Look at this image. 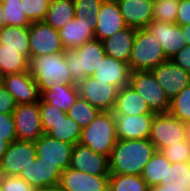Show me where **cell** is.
Segmentation results:
<instances>
[{
  "label": "cell",
  "instance_id": "cell-1",
  "mask_svg": "<svg viewBox=\"0 0 190 191\" xmlns=\"http://www.w3.org/2000/svg\"><path fill=\"white\" fill-rule=\"evenodd\" d=\"M156 151L149 139H118L109 157L110 174L141 176Z\"/></svg>",
  "mask_w": 190,
  "mask_h": 191
},
{
  "label": "cell",
  "instance_id": "cell-2",
  "mask_svg": "<svg viewBox=\"0 0 190 191\" xmlns=\"http://www.w3.org/2000/svg\"><path fill=\"white\" fill-rule=\"evenodd\" d=\"M28 72L35 79L40 93L51 88L54 83L76 86L63 52L30 57Z\"/></svg>",
  "mask_w": 190,
  "mask_h": 191
},
{
  "label": "cell",
  "instance_id": "cell-3",
  "mask_svg": "<svg viewBox=\"0 0 190 191\" xmlns=\"http://www.w3.org/2000/svg\"><path fill=\"white\" fill-rule=\"evenodd\" d=\"M117 141L114 113L100 111L95 119L82 129L79 144L109 158Z\"/></svg>",
  "mask_w": 190,
  "mask_h": 191
},
{
  "label": "cell",
  "instance_id": "cell-4",
  "mask_svg": "<svg viewBox=\"0 0 190 191\" xmlns=\"http://www.w3.org/2000/svg\"><path fill=\"white\" fill-rule=\"evenodd\" d=\"M63 53L72 81L76 85L87 76H92L106 57L102 41L98 39L90 40L76 49L65 50Z\"/></svg>",
  "mask_w": 190,
  "mask_h": 191
},
{
  "label": "cell",
  "instance_id": "cell-5",
  "mask_svg": "<svg viewBox=\"0 0 190 191\" xmlns=\"http://www.w3.org/2000/svg\"><path fill=\"white\" fill-rule=\"evenodd\" d=\"M161 44L146 28L136 29L132 52L128 62L131 72L151 71L168 61Z\"/></svg>",
  "mask_w": 190,
  "mask_h": 191
},
{
  "label": "cell",
  "instance_id": "cell-6",
  "mask_svg": "<svg viewBox=\"0 0 190 191\" xmlns=\"http://www.w3.org/2000/svg\"><path fill=\"white\" fill-rule=\"evenodd\" d=\"M129 85L144 99L152 112H168L170 99L156 81L151 71L131 72Z\"/></svg>",
  "mask_w": 190,
  "mask_h": 191
},
{
  "label": "cell",
  "instance_id": "cell-7",
  "mask_svg": "<svg viewBox=\"0 0 190 191\" xmlns=\"http://www.w3.org/2000/svg\"><path fill=\"white\" fill-rule=\"evenodd\" d=\"M186 123L175 118L170 113H155L151 126L149 140L157 151L186 140Z\"/></svg>",
  "mask_w": 190,
  "mask_h": 191
},
{
  "label": "cell",
  "instance_id": "cell-8",
  "mask_svg": "<svg viewBox=\"0 0 190 191\" xmlns=\"http://www.w3.org/2000/svg\"><path fill=\"white\" fill-rule=\"evenodd\" d=\"M79 97L95 106L99 111H113L118 88L112 84L87 76L77 85Z\"/></svg>",
  "mask_w": 190,
  "mask_h": 191
},
{
  "label": "cell",
  "instance_id": "cell-9",
  "mask_svg": "<svg viewBox=\"0 0 190 191\" xmlns=\"http://www.w3.org/2000/svg\"><path fill=\"white\" fill-rule=\"evenodd\" d=\"M29 48L30 57L65 51L59 31L44 21L31 22L29 25Z\"/></svg>",
  "mask_w": 190,
  "mask_h": 191
},
{
  "label": "cell",
  "instance_id": "cell-10",
  "mask_svg": "<svg viewBox=\"0 0 190 191\" xmlns=\"http://www.w3.org/2000/svg\"><path fill=\"white\" fill-rule=\"evenodd\" d=\"M12 114L17 140L35 142L44 134L39 112V102L17 104Z\"/></svg>",
  "mask_w": 190,
  "mask_h": 191
},
{
  "label": "cell",
  "instance_id": "cell-11",
  "mask_svg": "<svg viewBox=\"0 0 190 191\" xmlns=\"http://www.w3.org/2000/svg\"><path fill=\"white\" fill-rule=\"evenodd\" d=\"M36 149L34 142L16 140L10 143L0 161L4 175L19 176L22 169L34 163Z\"/></svg>",
  "mask_w": 190,
  "mask_h": 191
},
{
  "label": "cell",
  "instance_id": "cell-12",
  "mask_svg": "<svg viewBox=\"0 0 190 191\" xmlns=\"http://www.w3.org/2000/svg\"><path fill=\"white\" fill-rule=\"evenodd\" d=\"M0 83L13 96L16 104H32L40 100L38 86L28 71L1 76Z\"/></svg>",
  "mask_w": 190,
  "mask_h": 191
},
{
  "label": "cell",
  "instance_id": "cell-13",
  "mask_svg": "<svg viewBox=\"0 0 190 191\" xmlns=\"http://www.w3.org/2000/svg\"><path fill=\"white\" fill-rule=\"evenodd\" d=\"M70 168L95 176H109V158L80 145H73L70 158Z\"/></svg>",
  "mask_w": 190,
  "mask_h": 191
},
{
  "label": "cell",
  "instance_id": "cell-14",
  "mask_svg": "<svg viewBox=\"0 0 190 191\" xmlns=\"http://www.w3.org/2000/svg\"><path fill=\"white\" fill-rule=\"evenodd\" d=\"M96 24L97 16L91 14L84 19L74 17L68 24L58 30L65 50L76 49L83 43L94 40Z\"/></svg>",
  "mask_w": 190,
  "mask_h": 191
},
{
  "label": "cell",
  "instance_id": "cell-15",
  "mask_svg": "<svg viewBox=\"0 0 190 191\" xmlns=\"http://www.w3.org/2000/svg\"><path fill=\"white\" fill-rule=\"evenodd\" d=\"M151 72L170 100L190 85V72L170 59L153 68Z\"/></svg>",
  "mask_w": 190,
  "mask_h": 191
},
{
  "label": "cell",
  "instance_id": "cell-16",
  "mask_svg": "<svg viewBox=\"0 0 190 191\" xmlns=\"http://www.w3.org/2000/svg\"><path fill=\"white\" fill-rule=\"evenodd\" d=\"M34 145L36 155L41 158L42 163L58 164L62 170L69 167L72 144L56 140L44 133L34 142Z\"/></svg>",
  "mask_w": 190,
  "mask_h": 191
},
{
  "label": "cell",
  "instance_id": "cell-17",
  "mask_svg": "<svg viewBox=\"0 0 190 191\" xmlns=\"http://www.w3.org/2000/svg\"><path fill=\"white\" fill-rule=\"evenodd\" d=\"M58 186L61 191H108L109 176H95L67 167Z\"/></svg>",
  "mask_w": 190,
  "mask_h": 191
},
{
  "label": "cell",
  "instance_id": "cell-18",
  "mask_svg": "<svg viewBox=\"0 0 190 191\" xmlns=\"http://www.w3.org/2000/svg\"><path fill=\"white\" fill-rule=\"evenodd\" d=\"M62 172L58 164L42 163L41 158L36 155L34 163L24 167L19 177L34 189H40L59 185Z\"/></svg>",
  "mask_w": 190,
  "mask_h": 191
},
{
  "label": "cell",
  "instance_id": "cell-19",
  "mask_svg": "<svg viewBox=\"0 0 190 191\" xmlns=\"http://www.w3.org/2000/svg\"><path fill=\"white\" fill-rule=\"evenodd\" d=\"M146 29L157 38L168 59H171L186 45L181 27L176 23L160 22L152 19Z\"/></svg>",
  "mask_w": 190,
  "mask_h": 191
},
{
  "label": "cell",
  "instance_id": "cell-20",
  "mask_svg": "<svg viewBox=\"0 0 190 191\" xmlns=\"http://www.w3.org/2000/svg\"><path fill=\"white\" fill-rule=\"evenodd\" d=\"M155 114H114L118 139H149Z\"/></svg>",
  "mask_w": 190,
  "mask_h": 191
},
{
  "label": "cell",
  "instance_id": "cell-21",
  "mask_svg": "<svg viewBox=\"0 0 190 191\" xmlns=\"http://www.w3.org/2000/svg\"><path fill=\"white\" fill-rule=\"evenodd\" d=\"M96 16L94 36L100 41L127 27L116 0H104Z\"/></svg>",
  "mask_w": 190,
  "mask_h": 191
},
{
  "label": "cell",
  "instance_id": "cell-22",
  "mask_svg": "<svg viewBox=\"0 0 190 191\" xmlns=\"http://www.w3.org/2000/svg\"><path fill=\"white\" fill-rule=\"evenodd\" d=\"M127 27L143 29L153 19V0H116Z\"/></svg>",
  "mask_w": 190,
  "mask_h": 191
},
{
  "label": "cell",
  "instance_id": "cell-23",
  "mask_svg": "<svg viewBox=\"0 0 190 191\" xmlns=\"http://www.w3.org/2000/svg\"><path fill=\"white\" fill-rule=\"evenodd\" d=\"M135 35V28L126 27L102 40L106 55L128 64Z\"/></svg>",
  "mask_w": 190,
  "mask_h": 191
},
{
  "label": "cell",
  "instance_id": "cell-24",
  "mask_svg": "<svg viewBox=\"0 0 190 191\" xmlns=\"http://www.w3.org/2000/svg\"><path fill=\"white\" fill-rule=\"evenodd\" d=\"M130 73L131 71L127 63L106 55L92 77L108 84H112L120 89L129 85Z\"/></svg>",
  "mask_w": 190,
  "mask_h": 191
},
{
  "label": "cell",
  "instance_id": "cell-25",
  "mask_svg": "<svg viewBox=\"0 0 190 191\" xmlns=\"http://www.w3.org/2000/svg\"><path fill=\"white\" fill-rule=\"evenodd\" d=\"M112 112L123 115L155 114L147 106L144 99L130 85L118 90L116 103Z\"/></svg>",
  "mask_w": 190,
  "mask_h": 191
},
{
  "label": "cell",
  "instance_id": "cell-26",
  "mask_svg": "<svg viewBox=\"0 0 190 191\" xmlns=\"http://www.w3.org/2000/svg\"><path fill=\"white\" fill-rule=\"evenodd\" d=\"M1 49L22 50V54L30 58L29 26H3L0 29Z\"/></svg>",
  "mask_w": 190,
  "mask_h": 191
},
{
  "label": "cell",
  "instance_id": "cell-27",
  "mask_svg": "<svg viewBox=\"0 0 190 191\" xmlns=\"http://www.w3.org/2000/svg\"><path fill=\"white\" fill-rule=\"evenodd\" d=\"M77 86L56 84L40 93V100L47 102L67 112L78 98Z\"/></svg>",
  "mask_w": 190,
  "mask_h": 191
},
{
  "label": "cell",
  "instance_id": "cell-28",
  "mask_svg": "<svg viewBox=\"0 0 190 191\" xmlns=\"http://www.w3.org/2000/svg\"><path fill=\"white\" fill-rule=\"evenodd\" d=\"M171 163L160 152L156 151L150 161L145 165L142 178L148 186L164 185L169 183V167Z\"/></svg>",
  "mask_w": 190,
  "mask_h": 191
},
{
  "label": "cell",
  "instance_id": "cell-29",
  "mask_svg": "<svg viewBox=\"0 0 190 191\" xmlns=\"http://www.w3.org/2000/svg\"><path fill=\"white\" fill-rule=\"evenodd\" d=\"M43 133L59 141L78 144L82 128L69 116L56 124H42Z\"/></svg>",
  "mask_w": 190,
  "mask_h": 191
},
{
  "label": "cell",
  "instance_id": "cell-30",
  "mask_svg": "<svg viewBox=\"0 0 190 191\" xmlns=\"http://www.w3.org/2000/svg\"><path fill=\"white\" fill-rule=\"evenodd\" d=\"M75 17L73 0H51L44 22L60 30Z\"/></svg>",
  "mask_w": 190,
  "mask_h": 191
},
{
  "label": "cell",
  "instance_id": "cell-31",
  "mask_svg": "<svg viewBox=\"0 0 190 191\" xmlns=\"http://www.w3.org/2000/svg\"><path fill=\"white\" fill-rule=\"evenodd\" d=\"M29 59L22 50L1 49L0 44V77L28 71Z\"/></svg>",
  "mask_w": 190,
  "mask_h": 191
},
{
  "label": "cell",
  "instance_id": "cell-32",
  "mask_svg": "<svg viewBox=\"0 0 190 191\" xmlns=\"http://www.w3.org/2000/svg\"><path fill=\"white\" fill-rule=\"evenodd\" d=\"M147 182L139 175L110 174L108 191H148Z\"/></svg>",
  "mask_w": 190,
  "mask_h": 191
},
{
  "label": "cell",
  "instance_id": "cell-33",
  "mask_svg": "<svg viewBox=\"0 0 190 191\" xmlns=\"http://www.w3.org/2000/svg\"><path fill=\"white\" fill-rule=\"evenodd\" d=\"M99 112L100 111L95 106L78 96L67 111V116L83 129L95 119Z\"/></svg>",
  "mask_w": 190,
  "mask_h": 191
},
{
  "label": "cell",
  "instance_id": "cell-34",
  "mask_svg": "<svg viewBox=\"0 0 190 191\" xmlns=\"http://www.w3.org/2000/svg\"><path fill=\"white\" fill-rule=\"evenodd\" d=\"M20 1L21 0H6L2 3L4 26L25 27L31 24L22 11Z\"/></svg>",
  "mask_w": 190,
  "mask_h": 191
},
{
  "label": "cell",
  "instance_id": "cell-35",
  "mask_svg": "<svg viewBox=\"0 0 190 191\" xmlns=\"http://www.w3.org/2000/svg\"><path fill=\"white\" fill-rule=\"evenodd\" d=\"M168 113L184 123L190 122V85L170 100Z\"/></svg>",
  "mask_w": 190,
  "mask_h": 191
},
{
  "label": "cell",
  "instance_id": "cell-36",
  "mask_svg": "<svg viewBox=\"0 0 190 191\" xmlns=\"http://www.w3.org/2000/svg\"><path fill=\"white\" fill-rule=\"evenodd\" d=\"M169 178L174 191H190V169L187 162L171 163Z\"/></svg>",
  "mask_w": 190,
  "mask_h": 191
},
{
  "label": "cell",
  "instance_id": "cell-37",
  "mask_svg": "<svg viewBox=\"0 0 190 191\" xmlns=\"http://www.w3.org/2000/svg\"><path fill=\"white\" fill-rule=\"evenodd\" d=\"M178 2L153 0V19L160 22L176 23Z\"/></svg>",
  "mask_w": 190,
  "mask_h": 191
},
{
  "label": "cell",
  "instance_id": "cell-38",
  "mask_svg": "<svg viewBox=\"0 0 190 191\" xmlns=\"http://www.w3.org/2000/svg\"><path fill=\"white\" fill-rule=\"evenodd\" d=\"M51 0H21L22 11L30 22L44 21Z\"/></svg>",
  "mask_w": 190,
  "mask_h": 191
},
{
  "label": "cell",
  "instance_id": "cell-39",
  "mask_svg": "<svg viewBox=\"0 0 190 191\" xmlns=\"http://www.w3.org/2000/svg\"><path fill=\"white\" fill-rule=\"evenodd\" d=\"M160 152L170 163L188 162L190 159V143L187 140L178 141L162 148Z\"/></svg>",
  "mask_w": 190,
  "mask_h": 191
},
{
  "label": "cell",
  "instance_id": "cell-40",
  "mask_svg": "<svg viewBox=\"0 0 190 191\" xmlns=\"http://www.w3.org/2000/svg\"><path fill=\"white\" fill-rule=\"evenodd\" d=\"M41 124H56L67 117V112L47 102L39 100Z\"/></svg>",
  "mask_w": 190,
  "mask_h": 191
},
{
  "label": "cell",
  "instance_id": "cell-41",
  "mask_svg": "<svg viewBox=\"0 0 190 191\" xmlns=\"http://www.w3.org/2000/svg\"><path fill=\"white\" fill-rule=\"evenodd\" d=\"M75 7V17L83 19L91 14L97 15L104 0H73Z\"/></svg>",
  "mask_w": 190,
  "mask_h": 191
},
{
  "label": "cell",
  "instance_id": "cell-42",
  "mask_svg": "<svg viewBox=\"0 0 190 191\" xmlns=\"http://www.w3.org/2000/svg\"><path fill=\"white\" fill-rule=\"evenodd\" d=\"M0 137L9 144L17 140L15 122L12 113H0Z\"/></svg>",
  "mask_w": 190,
  "mask_h": 191
},
{
  "label": "cell",
  "instance_id": "cell-43",
  "mask_svg": "<svg viewBox=\"0 0 190 191\" xmlns=\"http://www.w3.org/2000/svg\"><path fill=\"white\" fill-rule=\"evenodd\" d=\"M2 191H35V189L19 176L5 175L1 183Z\"/></svg>",
  "mask_w": 190,
  "mask_h": 191
},
{
  "label": "cell",
  "instance_id": "cell-44",
  "mask_svg": "<svg viewBox=\"0 0 190 191\" xmlns=\"http://www.w3.org/2000/svg\"><path fill=\"white\" fill-rule=\"evenodd\" d=\"M16 105L13 96L0 83V113H13Z\"/></svg>",
  "mask_w": 190,
  "mask_h": 191
},
{
  "label": "cell",
  "instance_id": "cell-45",
  "mask_svg": "<svg viewBox=\"0 0 190 191\" xmlns=\"http://www.w3.org/2000/svg\"><path fill=\"white\" fill-rule=\"evenodd\" d=\"M170 60L190 72V45H184Z\"/></svg>",
  "mask_w": 190,
  "mask_h": 191
},
{
  "label": "cell",
  "instance_id": "cell-46",
  "mask_svg": "<svg viewBox=\"0 0 190 191\" xmlns=\"http://www.w3.org/2000/svg\"><path fill=\"white\" fill-rule=\"evenodd\" d=\"M176 24L180 26L190 24V0L178 2Z\"/></svg>",
  "mask_w": 190,
  "mask_h": 191
},
{
  "label": "cell",
  "instance_id": "cell-47",
  "mask_svg": "<svg viewBox=\"0 0 190 191\" xmlns=\"http://www.w3.org/2000/svg\"><path fill=\"white\" fill-rule=\"evenodd\" d=\"M148 191H174L172 184L166 183L164 185H155L149 187Z\"/></svg>",
  "mask_w": 190,
  "mask_h": 191
},
{
  "label": "cell",
  "instance_id": "cell-48",
  "mask_svg": "<svg viewBox=\"0 0 190 191\" xmlns=\"http://www.w3.org/2000/svg\"><path fill=\"white\" fill-rule=\"evenodd\" d=\"M182 34L184 38L186 39V44L190 45V24L185 26H180Z\"/></svg>",
  "mask_w": 190,
  "mask_h": 191
},
{
  "label": "cell",
  "instance_id": "cell-49",
  "mask_svg": "<svg viewBox=\"0 0 190 191\" xmlns=\"http://www.w3.org/2000/svg\"><path fill=\"white\" fill-rule=\"evenodd\" d=\"M8 145L9 143L5 139H2L0 137V161L4 153L6 152Z\"/></svg>",
  "mask_w": 190,
  "mask_h": 191
},
{
  "label": "cell",
  "instance_id": "cell-50",
  "mask_svg": "<svg viewBox=\"0 0 190 191\" xmlns=\"http://www.w3.org/2000/svg\"><path fill=\"white\" fill-rule=\"evenodd\" d=\"M35 191H61L59 186H52V187H42L40 189H35Z\"/></svg>",
  "mask_w": 190,
  "mask_h": 191
},
{
  "label": "cell",
  "instance_id": "cell-51",
  "mask_svg": "<svg viewBox=\"0 0 190 191\" xmlns=\"http://www.w3.org/2000/svg\"><path fill=\"white\" fill-rule=\"evenodd\" d=\"M186 140L190 143V122L186 123Z\"/></svg>",
  "mask_w": 190,
  "mask_h": 191
},
{
  "label": "cell",
  "instance_id": "cell-52",
  "mask_svg": "<svg viewBox=\"0 0 190 191\" xmlns=\"http://www.w3.org/2000/svg\"><path fill=\"white\" fill-rule=\"evenodd\" d=\"M4 26L3 24V6L2 3H0V29Z\"/></svg>",
  "mask_w": 190,
  "mask_h": 191
},
{
  "label": "cell",
  "instance_id": "cell-53",
  "mask_svg": "<svg viewBox=\"0 0 190 191\" xmlns=\"http://www.w3.org/2000/svg\"><path fill=\"white\" fill-rule=\"evenodd\" d=\"M4 176H5L4 172H3V170L0 167V184L2 183Z\"/></svg>",
  "mask_w": 190,
  "mask_h": 191
},
{
  "label": "cell",
  "instance_id": "cell-54",
  "mask_svg": "<svg viewBox=\"0 0 190 191\" xmlns=\"http://www.w3.org/2000/svg\"><path fill=\"white\" fill-rule=\"evenodd\" d=\"M187 164H188V167H189V169H190V159H189V161L187 162Z\"/></svg>",
  "mask_w": 190,
  "mask_h": 191
}]
</instances>
